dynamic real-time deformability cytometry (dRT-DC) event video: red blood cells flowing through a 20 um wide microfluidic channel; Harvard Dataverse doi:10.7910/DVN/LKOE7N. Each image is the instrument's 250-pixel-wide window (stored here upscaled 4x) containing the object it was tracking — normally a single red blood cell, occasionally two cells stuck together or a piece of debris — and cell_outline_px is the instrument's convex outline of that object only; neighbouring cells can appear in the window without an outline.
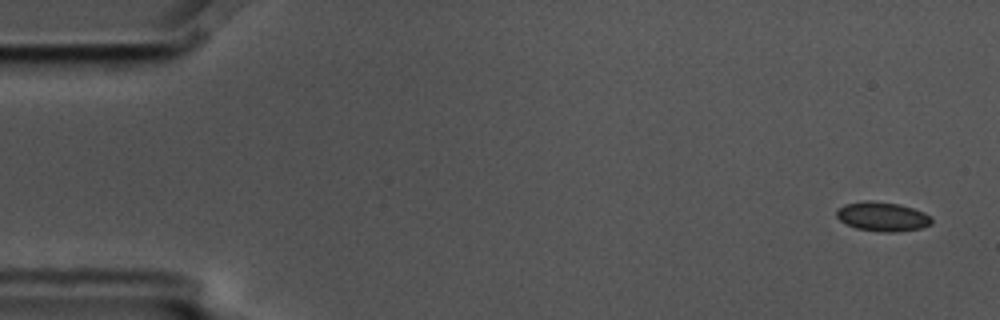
{"species": "common noctule bat (a hibernating species)", "species_latin": "Nyctalus noctula", "temperature_condition": "cold", "stored_images_in_passage": 2, "camera_frame_rate_fps": 3000, "um_per_image_px": 0.085, "animal": {"sex": "male", "body_mass_g": 17.5, "forearm_length_mm": 52.3}, "frame": {"image": 1, "passage_image": 1, "time_ms": 0.0, "image_size_px": [1000, 320], "cell_outline_px": [[932, 224], [920, 228], [896, 232], [880, 232], [856, 228], [840, 220], [836, 216], [836, 212], [844, 204], [868, 200], [872, 200], [900, 204], [924, 212], [932, 216]], "centroid_in_image_um": [75.03, 18.4], "position_along_channel_um": 10.0, "area_um2": 16.24}}